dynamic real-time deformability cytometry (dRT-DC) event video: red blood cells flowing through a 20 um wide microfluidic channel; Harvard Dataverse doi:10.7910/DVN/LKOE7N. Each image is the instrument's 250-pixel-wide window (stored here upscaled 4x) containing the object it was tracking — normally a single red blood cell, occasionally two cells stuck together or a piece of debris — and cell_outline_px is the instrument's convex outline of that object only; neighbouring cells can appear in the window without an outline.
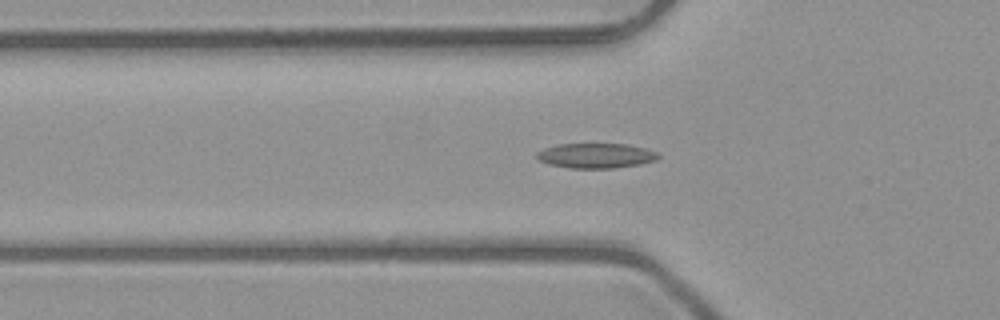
{"species": "common noctule bat (a hibernating species)", "species_latin": "Nyctalus noctula", "temperature_condition": "room temperature", "stored_images_in_passage": 52, "camera_frame_rate_fps": 3000, "um_per_image_px": 0.085, "animal": {"sex": "male", "body_mass_g": 23.1, "forearm_length_mm": 52.7}, "frame": {"image": 1, "passage_image": 17, "time_ms": 5.333, "image_size_px": [1000, 320], "cell_outline_px": [[660, 156], [656, 160], [640, 164], [616, 168], [568, 168], [548, 164], [536, 160], [536, 152], [544, 148], [556, 144], [628, 144], [660, 152]], "centroid_in_image_um": [50.64, 13.23], "position_along_channel_um": 75.2, "area_um2": 17.92}}
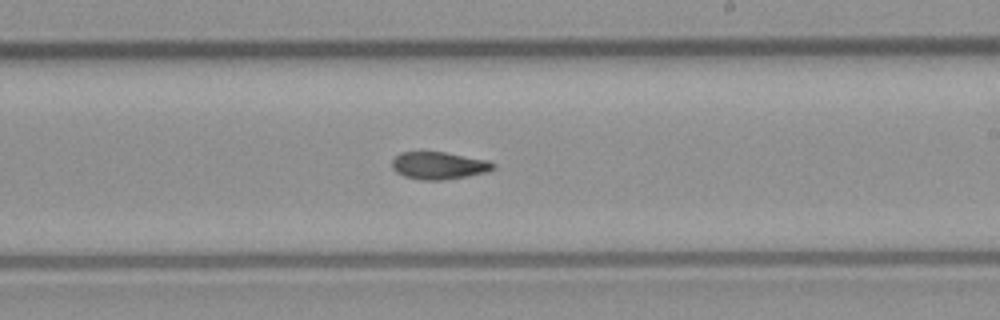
{"frame": {"image": 2, "passage_image": 30, "time_ms": 9.667, "image_size_px": [1000, 320], "cell_outline_px": [[496, 168], [488, 172], [468, 176], [444, 180], [420, 180], [404, 176], [396, 172], [392, 168], [392, 160], [400, 152], [444, 152], [488, 160], [496, 164]], "centroid_in_image_um": [37.32, 14.08], "position_along_channel_um": 251.7, "area_um2": 16.3}}
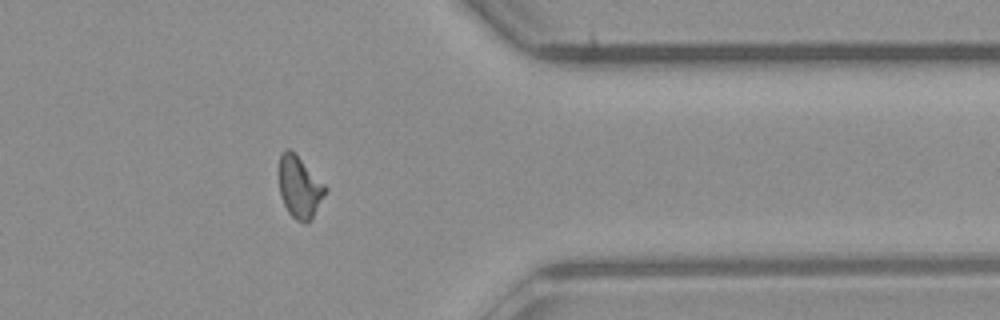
{"frame": {"image": 3, "passage_image": 41, "time_ms": 13.333, "image_size_px": [1000, 320], "cell_outline_px": [[328, 188], [312, 220], [308, 224], [304, 224], [296, 220], [288, 212], [280, 196], [280, 156], [288, 148]], "centroid_in_image_um": [25.48, 16.01], "position_along_channel_um": 385.9, "area_um2": 16.24}, "authors_computed_cell_mechanics": {"area_um2": 16.5019, "velocity_mm_per_s": 4.0491, "shape_relaxation_time_tau1_ms": null, "shape_relaxation_time_tau2_ms": 3.6431, "deformation_change_tau1": null, "deformation_change_tau2": 0.0961}}